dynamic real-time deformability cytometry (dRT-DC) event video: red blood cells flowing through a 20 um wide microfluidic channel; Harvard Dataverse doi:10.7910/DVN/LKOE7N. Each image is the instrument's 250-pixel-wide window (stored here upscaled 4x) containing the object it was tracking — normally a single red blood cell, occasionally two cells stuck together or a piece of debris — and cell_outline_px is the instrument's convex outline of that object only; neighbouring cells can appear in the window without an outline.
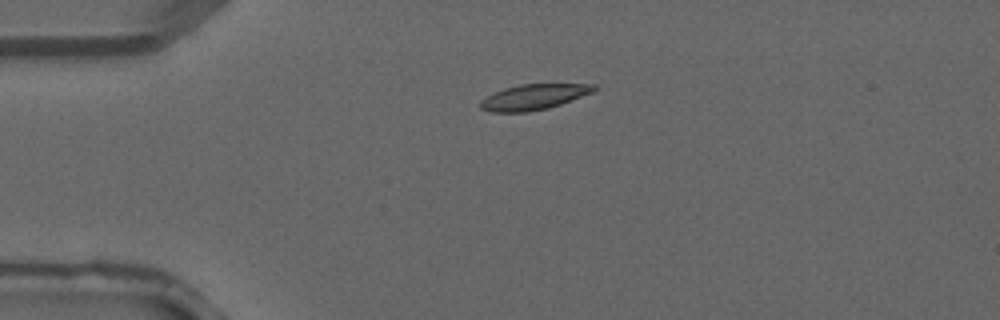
{"species": "common noctule bat (a hibernating species)", "species_latin": "Nyctalus noctula", "temperature_condition": "warm", "stored_images_in_passage": 1, "camera_frame_rate_fps": 3000, "um_per_image_px": 0.085, "animal": {"sex": "male", "forearm_length_mm": 52.5}, "frame": {"image": 1, "passage_image": 1, "time_ms": 0.0, "image_size_px": [1000, 320], "cell_outline_px": [[600, 88], [592, 92], [560, 104], [548, 108], [528, 112], [492, 112], [480, 108], [480, 100], [504, 88], [520, 84], [596, 84]], "centroid_in_image_um": [45.38, 8.24], "position_along_channel_um": 39.6, "area_um2": 16.76}}